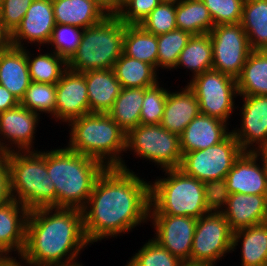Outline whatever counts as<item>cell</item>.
I'll list each match as a JSON object with an SVG mask.
<instances>
[{
	"label": "cell",
	"mask_w": 267,
	"mask_h": 266,
	"mask_svg": "<svg viewBox=\"0 0 267 266\" xmlns=\"http://www.w3.org/2000/svg\"><path fill=\"white\" fill-rule=\"evenodd\" d=\"M184 263L152 238L129 258L125 266H183Z\"/></svg>",
	"instance_id": "8d00e7d4"
},
{
	"label": "cell",
	"mask_w": 267,
	"mask_h": 266,
	"mask_svg": "<svg viewBox=\"0 0 267 266\" xmlns=\"http://www.w3.org/2000/svg\"><path fill=\"white\" fill-rule=\"evenodd\" d=\"M109 14H115V0H94Z\"/></svg>",
	"instance_id": "7dc6e473"
},
{
	"label": "cell",
	"mask_w": 267,
	"mask_h": 266,
	"mask_svg": "<svg viewBox=\"0 0 267 266\" xmlns=\"http://www.w3.org/2000/svg\"><path fill=\"white\" fill-rule=\"evenodd\" d=\"M242 152L238 141L230 133L216 145L185 153L179 169L216 192Z\"/></svg>",
	"instance_id": "ba28073f"
},
{
	"label": "cell",
	"mask_w": 267,
	"mask_h": 266,
	"mask_svg": "<svg viewBox=\"0 0 267 266\" xmlns=\"http://www.w3.org/2000/svg\"><path fill=\"white\" fill-rule=\"evenodd\" d=\"M147 88H122L107 114L126 132L140 124V114Z\"/></svg>",
	"instance_id": "4dcf8cb0"
},
{
	"label": "cell",
	"mask_w": 267,
	"mask_h": 266,
	"mask_svg": "<svg viewBox=\"0 0 267 266\" xmlns=\"http://www.w3.org/2000/svg\"><path fill=\"white\" fill-rule=\"evenodd\" d=\"M192 35L180 29L172 30L171 32L157 36L158 55H157V71L174 70L179 55L187 45ZM160 68V69H159Z\"/></svg>",
	"instance_id": "d590c367"
},
{
	"label": "cell",
	"mask_w": 267,
	"mask_h": 266,
	"mask_svg": "<svg viewBox=\"0 0 267 266\" xmlns=\"http://www.w3.org/2000/svg\"><path fill=\"white\" fill-rule=\"evenodd\" d=\"M240 97L243 103L237 110L241 126H233L231 133L243 152H255L267 146V95Z\"/></svg>",
	"instance_id": "5bb4252c"
},
{
	"label": "cell",
	"mask_w": 267,
	"mask_h": 266,
	"mask_svg": "<svg viewBox=\"0 0 267 266\" xmlns=\"http://www.w3.org/2000/svg\"><path fill=\"white\" fill-rule=\"evenodd\" d=\"M187 83L199 102L200 114L230 124L228 120L237 109L234 98L239 96L236 79L211 69L196 75Z\"/></svg>",
	"instance_id": "30bf717a"
},
{
	"label": "cell",
	"mask_w": 267,
	"mask_h": 266,
	"mask_svg": "<svg viewBox=\"0 0 267 266\" xmlns=\"http://www.w3.org/2000/svg\"><path fill=\"white\" fill-rule=\"evenodd\" d=\"M75 266H84V264L81 262V264L75 265Z\"/></svg>",
	"instance_id": "11a10c76"
},
{
	"label": "cell",
	"mask_w": 267,
	"mask_h": 266,
	"mask_svg": "<svg viewBox=\"0 0 267 266\" xmlns=\"http://www.w3.org/2000/svg\"><path fill=\"white\" fill-rule=\"evenodd\" d=\"M12 200L10 193V172L6 154L0 156V206Z\"/></svg>",
	"instance_id": "ee69618b"
},
{
	"label": "cell",
	"mask_w": 267,
	"mask_h": 266,
	"mask_svg": "<svg viewBox=\"0 0 267 266\" xmlns=\"http://www.w3.org/2000/svg\"><path fill=\"white\" fill-rule=\"evenodd\" d=\"M160 3H172V4H178L182 0H159Z\"/></svg>",
	"instance_id": "f5cc1de1"
},
{
	"label": "cell",
	"mask_w": 267,
	"mask_h": 266,
	"mask_svg": "<svg viewBox=\"0 0 267 266\" xmlns=\"http://www.w3.org/2000/svg\"><path fill=\"white\" fill-rule=\"evenodd\" d=\"M20 104L15 95L0 84V113L12 109Z\"/></svg>",
	"instance_id": "f6af8a7d"
},
{
	"label": "cell",
	"mask_w": 267,
	"mask_h": 266,
	"mask_svg": "<svg viewBox=\"0 0 267 266\" xmlns=\"http://www.w3.org/2000/svg\"><path fill=\"white\" fill-rule=\"evenodd\" d=\"M32 2L33 0H1L0 21L10 35L21 24Z\"/></svg>",
	"instance_id": "b9f144b4"
},
{
	"label": "cell",
	"mask_w": 267,
	"mask_h": 266,
	"mask_svg": "<svg viewBox=\"0 0 267 266\" xmlns=\"http://www.w3.org/2000/svg\"><path fill=\"white\" fill-rule=\"evenodd\" d=\"M88 246L82 209L44 207L29 211L20 257L28 266H75Z\"/></svg>",
	"instance_id": "7a4b0ae2"
},
{
	"label": "cell",
	"mask_w": 267,
	"mask_h": 266,
	"mask_svg": "<svg viewBox=\"0 0 267 266\" xmlns=\"http://www.w3.org/2000/svg\"><path fill=\"white\" fill-rule=\"evenodd\" d=\"M41 116L21 104L0 113V151L35 150L34 143Z\"/></svg>",
	"instance_id": "9a60e30c"
},
{
	"label": "cell",
	"mask_w": 267,
	"mask_h": 266,
	"mask_svg": "<svg viewBox=\"0 0 267 266\" xmlns=\"http://www.w3.org/2000/svg\"><path fill=\"white\" fill-rule=\"evenodd\" d=\"M113 70L122 88H149L159 82V72L152 65L124 53L115 62Z\"/></svg>",
	"instance_id": "f1b7e54d"
},
{
	"label": "cell",
	"mask_w": 267,
	"mask_h": 266,
	"mask_svg": "<svg viewBox=\"0 0 267 266\" xmlns=\"http://www.w3.org/2000/svg\"><path fill=\"white\" fill-rule=\"evenodd\" d=\"M10 46V34L3 28L0 21V53Z\"/></svg>",
	"instance_id": "bcb514c9"
},
{
	"label": "cell",
	"mask_w": 267,
	"mask_h": 266,
	"mask_svg": "<svg viewBox=\"0 0 267 266\" xmlns=\"http://www.w3.org/2000/svg\"><path fill=\"white\" fill-rule=\"evenodd\" d=\"M20 104L38 115L45 113L55 119L56 84L31 81Z\"/></svg>",
	"instance_id": "e575fe53"
},
{
	"label": "cell",
	"mask_w": 267,
	"mask_h": 266,
	"mask_svg": "<svg viewBox=\"0 0 267 266\" xmlns=\"http://www.w3.org/2000/svg\"><path fill=\"white\" fill-rule=\"evenodd\" d=\"M87 84L89 113H107L122 89L113 69L83 72Z\"/></svg>",
	"instance_id": "603a6c76"
},
{
	"label": "cell",
	"mask_w": 267,
	"mask_h": 266,
	"mask_svg": "<svg viewBox=\"0 0 267 266\" xmlns=\"http://www.w3.org/2000/svg\"><path fill=\"white\" fill-rule=\"evenodd\" d=\"M209 35L213 46L212 69L237 79L252 52L240 22L216 25Z\"/></svg>",
	"instance_id": "7c38bea8"
},
{
	"label": "cell",
	"mask_w": 267,
	"mask_h": 266,
	"mask_svg": "<svg viewBox=\"0 0 267 266\" xmlns=\"http://www.w3.org/2000/svg\"><path fill=\"white\" fill-rule=\"evenodd\" d=\"M215 201L233 232L267 222V195L215 194Z\"/></svg>",
	"instance_id": "e0dca14e"
},
{
	"label": "cell",
	"mask_w": 267,
	"mask_h": 266,
	"mask_svg": "<svg viewBox=\"0 0 267 266\" xmlns=\"http://www.w3.org/2000/svg\"><path fill=\"white\" fill-rule=\"evenodd\" d=\"M230 133L229 124L225 121L199 114L179 136L182 154L207 149L223 141Z\"/></svg>",
	"instance_id": "ffe728a7"
},
{
	"label": "cell",
	"mask_w": 267,
	"mask_h": 266,
	"mask_svg": "<svg viewBox=\"0 0 267 266\" xmlns=\"http://www.w3.org/2000/svg\"><path fill=\"white\" fill-rule=\"evenodd\" d=\"M183 266H208V265H198V264H188V263H184Z\"/></svg>",
	"instance_id": "db71d44e"
},
{
	"label": "cell",
	"mask_w": 267,
	"mask_h": 266,
	"mask_svg": "<svg viewBox=\"0 0 267 266\" xmlns=\"http://www.w3.org/2000/svg\"><path fill=\"white\" fill-rule=\"evenodd\" d=\"M159 4V0H130L116 15L125 25H140Z\"/></svg>",
	"instance_id": "7bdbcfd3"
},
{
	"label": "cell",
	"mask_w": 267,
	"mask_h": 266,
	"mask_svg": "<svg viewBox=\"0 0 267 266\" xmlns=\"http://www.w3.org/2000/svg\"><path fill=\"white\" fill-rule=\"evenodd\" d=\"M241 245V266H267V222L233 232L232 252Z\"/></svg>",
	"instance_id": "484cf974"
},
{
	"label": "cell",
	"mask_w": 267,
	"mask_h": 266,
	"mask_svg": "<svg viewBox=\"0 0 267 266\" xmlns=\"http://www.w3.org/2000/svg\"><path fill=\"white\" fill-rule=\"evenodd\" d=\"M106 167L65 147L47 150V170L56 189V207L82 209Z\"/></svg>",
	"instance_id": "5b68a950"
},
{
	"label": "cell",
	"mask_w": 267,
	"mask_h": 266,
	"mask_svg": "<svg viewBox=\"0 0 267 266\" xmlns=\"http://www.w3.org/2000/svg\"><path fill=\"white\" fill-rule=\"evenodd\" d=\"M67 124L68 149L89 156L106 168L132 171L122 154L126 153L127 133L107 113L85 114Z\"/></svg>",
	"instance_id": "277c9868"
},
{
	"label": "cell",
	"mask_w": 267,
	"mask_h": 266,
	"mask_svg": "<svg viewBox=\"0 0 267 266\" xmlns=\"http://www.w3.org/2000/svg\"><path fill=\"white\" fill-rule=\"evenodd\" d=\"M233 193L267 195L265 169L255 152H242L215 192V194Z\"/></svg>",
	"instance_id": "ac0fdd59"
},
{
	"label": "cell",
	"mask_w": 267,
	"mask_h": 266,
	"mask_svg": "<svg viewBox=\"0 0 267 266\" xmlns=\"http://www.w3.org/2000/svg\"><path fill=\"white\" fill-rule=\"evenodd\" d=\"M155 240L183 263L190 264L191 247L197 219L189 216L149 214Z\"/></svg>",
	"instance_id": "4fadbf2b"
},
{
	"label": "cell",
	"mask_w": 267,
	"mask_h": 266,
	"mask_svg": "<svg viewBox=\"0 0 267 266\" xmlns=\"http://www.w3.org/2000/svg\"><path fill=\"white\" fill-rule=\"evenodd\" d=\"M150 182L133 170L106 168L102 172L82 208L84 233L90 245L123 237L149 223Z\"/></svg>",
	"instance_id": "6da1fadb"
},
{
	"label": "cell",
	"mask_w": 267,
	"mask_h": 266,
	"mask_svg": "<svg viewBox=\"0 0 267 266\" xmlns=\"http://www.w3.org/2000/svg\"><path fill=\"white\" fill-rule=\"evenodd\" d=\"M123 53L152 65L157 70L158 41L140 25H125Z\"/></svg>",
	"instance_id": "1f68e13d"
},
{
	"label": "cell",
	"mask_w": 267,
	"mask_h": 266,
	"mask_svg": "<svg viewBox=\"0 0 267 266\" xmlns=\"http://www.w3.org/2000/svg\"><path fill=\"white\" fill-rule=\"evenodd\" d=\"M28 215L29 210L14 199L0 206V244L12 255H22Z\"/></svg>",
	"instance_id": "7402d4cb"
},
{
	"label": "cell",
	"mask_w": 267,
	"mask_h": 266,
	"mask_svg": "<svg viewBox=\"0 0 267 266\" xmlns=\"http://www.w3.org/2000/svg\"><path fill=\"white\" fill-rule=\"evenodd\" d=\"M45 150L36 148L6 153L12 199L29 211L56 207V189L48 174Z\"/></svg>",
	"instance_id": "8992f818"
},
{
	"label": "cell",
	"mask_w": 267,
	"mask_h": 266,
	"mask_svg": "<svg viewBox=\"0 0 267 266\" xmlns=\"http://www.w3.org/2000/svg\"><path fill=\"white\" fill-rule=\"evenodd\" d=\"M240 24L252 50H267V0H245Z\"/></svg>",
	"instance_id": "f546056e"
},
{
	"label": "cell",
	"mask_w": 267,
	"mask_h": 266,
	"mask_svg": "<svg viewBox=\"0 0 267 266\" xmlns=\"http://www.w3.org/2000/svg\"><path fill=\"white\" fill-rule=\"evenodd\" d=\"M213 66V46L209 33L192 35L181 51L175 70L177 68L186 69L192 72V78L211 70ZM190 70V71H189Z\"/></svg>",
	"instance_id": "83f0119b"
},
{
	"label": "cell",
	"mask_w": 267,
	"mask_h": 266,
	"mask_svg": "<svg viewBox=\"0 0 267 266\" xmlns=\"http://www.w3.org/2000/svg\"><path fill=\"white\" fill-rule=\"evenodd\" d=\"M255 153L257 154V156L259 157V159L261 160L264 166L266 178H267V146L256 150Z\"/></svg>",
	"instance_id": "681fc988"
},
{
	"label": "cell",
	"mask_w": 267,
	"mask_h": 266,
	"mask_svg": "<svg viewBox=\"0 0 267 266\" xmlns=\"http://www.w3.org/2000/svg\"><path fill=\"white\" fill-rule=\"evenodd\" d=\"M150 161L159 170L179 168L183 154L180 137L159 125L139 124L126 136V153Z\"/></svg>",
	"instance_id": "9c48e42d"
},
{
	"label": "cell",
	"mask_w": 267,
	"mask_h": 266,
	"mask_svg": "<svg viewBox=\"0 0 267 266\" xmlns=\"http://www.w3.org/2000/svg\"><path fill=\"white\" fill-rule=\"evenodd\" d=\"M30 83L26 48L10 45L0 53V84L21 101Z\"/></svg>",
	"instance_id": "cb8c5ba5"
},
{
	"label": "cell",
	"mask_w": 267,
	"mask_h": 266,
	"mask_svg": "<svg viewBox=\"0 0 267 266\" xmlns=\"http://www.w3.org/2000/svg\"><path fill=\"white\" fill-rule=\"evenodd\" d=\"M210 12L214 26L239 23L245 0H201Z\"/></svg>",
	"instance_id": "60d3db41"
},
{
	"label": "cell",
	"mask_w": 267,
	"mask_h": 266,
	"mask_svg": "<svg viewBox=\"0 0 267 266\" xmlns=\"http://www.w3.org/2000/svg\"><path fill=\"white\" fill-rule=\"evenodd\" d=\"M14 256L0 244V266H4Z\"/></svg>",
	"instance_id": "c3c4849f"
},
{
	"label": "cell",
	"mask_w": 267,
	"mask_h": 266,
	"mask_svg": "<svg viewBox=\"0 0 267 266\" xmlns=\"http://www.w3.org/2000/svg\"><path fill=\"white\" fill-rule=\"evenodd\" d=\"M16 258H18V259H16ZM4 266H28V265L22 260V258L20 256H16V257L14 256Z\"/></svg>",
	"instance_id": "f907efd6"
},
{
	"label": "cell",
	"mask_w": 267,
	"mask_h": 266,
	"mask_svg": "<svg viewBox=\"0 0 267 266\" xmlns=\"http://www.w3.org/2000/svg\"><path fill=\"white\" fill-rule=\"evenodd\" d=\"M83 29L67 24H56L48 46L51 51L68 60L78 48Z\"/></svg>",
	"instance_id": "f35d334b"
},
{
	"label": "cell",
	"mask_w": 267,
	"mask_h": 266,
	"mask_svg": "<svg viewBox=\"0 0 267 266\" xmlns=\"http://www.w3.org/2000/svg\"><path fill=\"white\" fill-rule=\"evenodd\" d=\"M177 29L191 35L210 33L214 27L209 10L201 0H182L176 4Z\"/></svg>",
	"instance_id": "836d02e7"
},
{
	"label": "cell",
	"mask_w": 267,
	"mask_h": 266,
	"mask_svg": "<svg viewBox=\"0 0 267 266\" xmlns=\"http://www.w3.org/2000/svg\"><path fill=\"white\" fill-rule=\"evenodd\" d=\"M162 172H165L164 177L157 176L150 182L149 214L198 219L216 207L215 191L204 182L186 175L179 168L164 169Z\"/></svg>",
	"instance_id": "3957f363"
},
{
	"label": "cell",
	"mask_w": 267,
	"mask_h": 266,
	"mask_svg": "<svg viewBox=\"0 0 267 266\" xmlns=\"http://www.w3.org/2000/svg\"><path fill=\"white\" fill-rule=\"evenodd\" d=\"M176 4L160 3L140 24L146 31L155 36L177 29Z\"/></svg>",
	"instance_id": "ab89813d"
},
{
	"label": "cell",
	"mask_w": 267,
	"mask_h": 266,
	"mask_svg": "<svg viewBox=\"0 0 267 266\" xmlns=\"http://www.w3.org/2000/svg\"><path fill=\"white\" fill-rule=\"evenodd\" d=\"M41 50L43 49L39 47V53L35 56V53H30V49L26 47L30 79L34 82L56 84L68 68L67 60L51 50Z\"/></svg>",
	"instance_id": "d6a6232c"
},
{
	"label": "cell",
	"mask_w": 267,
	"mask_h": 266,
	"mask_svg": "<svg viewBox=\"0 0 267 266\" xmlns=\"http://www.w3.org/2000/svg\"><path fill=\"white\" fill-rule=\"evenodd\" d=\"M179 90L168 91L163 118L160 123L163 128L178 136L200 114L199 102L194 92L187 84Z\"/></svg>",
	"instance_id": "44dd1931"
},
{
	"label": "cell",
	"mask_w": 267,
	"mask_h": 266,
	"mask_svg": "<svg viewBox=\"0 0 267 266\" xmlns=\"http://www.w3.org/2000/svg\"><path fill=\"white\" fill-rule=\"evenodd\" d=\"M55 26L52 0H33L21 24L10 35V45L26 48L29 47L28 44H31V47L34 44L38 48L46 46L49 50L51 47L47 44Z\"/></svg>",
	"instance_id": "2e32d148"
},
{
	"label": "cell",
	"mask_w": 267,
	"mask_h": 266,
	"mask_svg": "<svg viewBox=\"0 0 267 266\" xmlns=\"http://www.w3.org/2000/svg\"><path fill=\"white\" fill-rule=\"evenodd\" d=\"M159 81L144 92V100L140 114V124L159 125L163 118L164 107L169 89L162 87Z\"/></svg>",
	"instance_id": "74e56055"
},
{
	"label": "cell",
	"mask_w": 267,
	"mask_h": 266,
	"mask_svg": "<svg viewBox=\"0 0 267 266\" xmlns=\"http://www.w3.org/2000/svg\"><path fill=\"white\" fill-rule=\"evenodd\" d=\"M56 24L81 29L101 22L109 13L94 0H52Z\"/></svg>",
	"instance_id": "d4e9b609"
},
{
	"label": "cell",
	"mask_w": 267,
	"mask_h": 266,
	"mask_svg": "<svg viewBox=\"0 0 267 266\" xmlns=\"http://www.w3.org/2000/svg\"><path fill=\"white\" fill-rule=\"evenodd\" d=\"M236 83L239 96L267 95V50H252Z\"/></svg>",
	"instance_id": "4316f807"
},
{
	"label": "cell",
	"mask_w": 267,
	"mask_h": 266,
	"mask_svg": "<svg viewBox=\"0 0 267 266\" xmlns=\"http://www.w3.org/2000/svg\"><path fill=\"white\" fill-rule=\"evenodd\" d=\"M233 231L224 215L215 207L197 219L190 264L216 266L232 253Z\"/></svg>",
	"instance_id": "8fae6325"
},
{
	"label": "cell",
	"mask_w": 267,
	"mask_h": 266,
	"mask_svg": "<svg viewBox=\"0 0 267 266\" xmlns=\"http://www.w3.org/2000/svg\"><path fill=\"white\" fill-rule=\"evenodd\" d=\"M125 24L115 14L107 15L101 22L85 28L81 42L67 60V67L78 72L113 69L123 53Z\"/></svg>",
	"instance_id": "52a82bcc"
},
{
	"label": "cell",
	"mask_w": 267,
	"mask_h": 266,
	"mask_svg": "<svg viewBox=\"0 0 267 266\" xmlns=\"http://www.w3.org/2000/svg\"><path fill=\"white\" fill-rule=\"evenodd\" d=\"M130 0H115V15L129 2Z\"/></svg>",
	"instance_id": "816d5d0a"
},
{
	"label": "cell",
	"mask_w": 267,
	"mask_h": 266,
	"mask_svg": "<svg viewBox=\"0 0 267 266\" xmlns=\"http://www.w3.org/2000/svg\"><path fill=\"white\" fill-rule=\"evenodd\" d=\"M85 114H89V100L84 73L67 68L56 83L55 121L67 124Z\"/></svg>",
	"instance_id": "d6986e66"
}]
</instances>
